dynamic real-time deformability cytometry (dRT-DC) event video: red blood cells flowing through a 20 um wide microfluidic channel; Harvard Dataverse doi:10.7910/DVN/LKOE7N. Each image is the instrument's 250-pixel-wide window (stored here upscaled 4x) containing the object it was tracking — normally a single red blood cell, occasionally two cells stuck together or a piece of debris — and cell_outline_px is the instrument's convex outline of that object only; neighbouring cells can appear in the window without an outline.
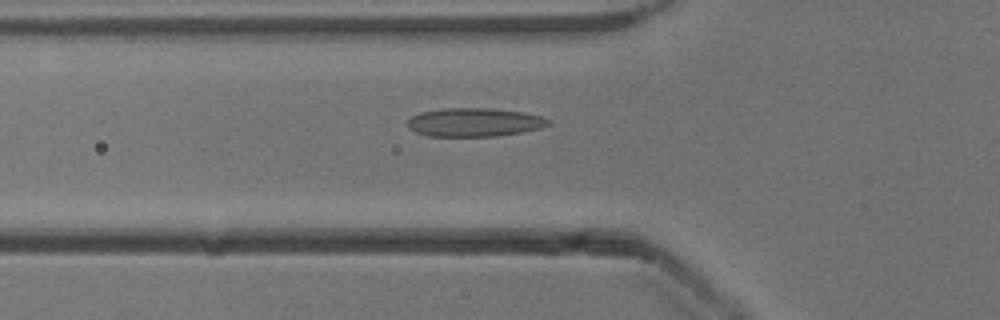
{"species": "common noctule bat (a hibernating species)", "species_latin": "Nyctalus noctula", "temperature_condition": "cold", "stored_images_in_passage": 43, "camera_frame_rate_fps": 3000, "um_per_image_px": 0.085, "animal": {"sex": "male", "body_mass_g": 13.3}, "frame": {"image": 1, "passage_image": 9, "time_ms": 2.667, "image_size_px": [1000, 320], "cell_outline_px": [[552, 124], [540, 128], [520, 132], [496, 136], [428, 136], [416, 132], [408, 128], [408, 120], [412, 116], [420, 112], [444, 108], [492, 108], [524, 112], [544, 116], [552, 120]], "centroid_in_image_um": [40.37, 10.38], "position_along_channel_um": 85.4, "area_um2": 23.64}}
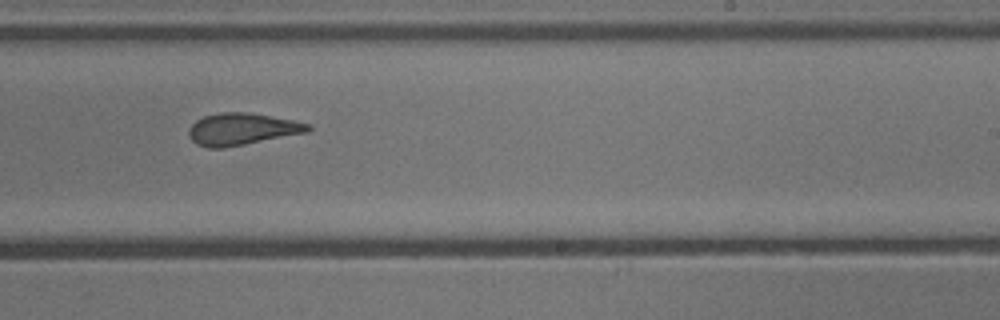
{"frame": {"image": 2, "passage_image": 23, "time_ms": 7.333, "image_size_px": [1000, 320], "cell_outline_px": [[312, 128], [308, 132], [244, 144], [220, 148], [208, 148], [196, 144], [188, 136], [188, 128], [196, 120], [204, 116], [220, 112], [248, 112], [292, 120], [312, 124]], "centroid_in_image_um": [20.54, 10.97], "position_along_channel_um": 268.5, "area_um2": 22.14}}
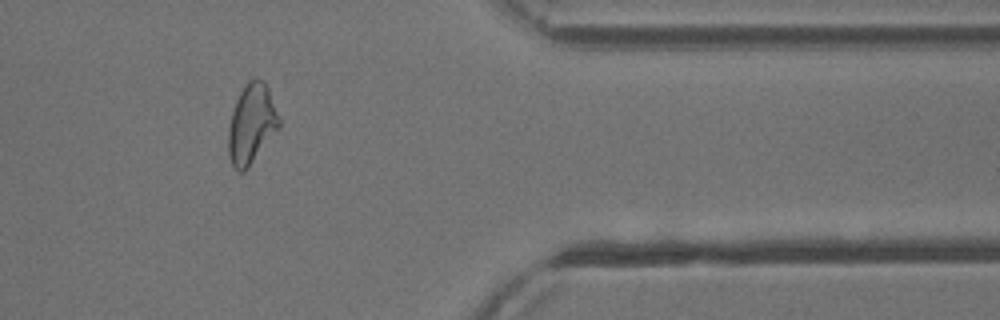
{"frame": {"image": 3, "passage_image": 34, "time_ms": 11.0, "image_size_px": [1000, 320], "cell_outline_px": [[280, 128], [248, 168], [244, 172], [240, 172], [232, 168], [228, 156], [228, 128], [232, 112], [236, 100], [244, 84], [248, 80], [256, 76], [264, 80], [268, 88], [280, 120]], "centroid_in_image_um": [21.37, 10.54], "position_along_channel_um": 390.0, "area_um2": 23.93}, "authors_computed_cell_mechanics": {"area_um2": 23.0044, "velocity_mm_per_s": 3.902, "shape_relaxation_time_tau1_ms": null, "shape_relaxation_time_tau2_ms": 1.62, "deformation_change_tau1": null, "deformation_change_tau2": 0.0908}}